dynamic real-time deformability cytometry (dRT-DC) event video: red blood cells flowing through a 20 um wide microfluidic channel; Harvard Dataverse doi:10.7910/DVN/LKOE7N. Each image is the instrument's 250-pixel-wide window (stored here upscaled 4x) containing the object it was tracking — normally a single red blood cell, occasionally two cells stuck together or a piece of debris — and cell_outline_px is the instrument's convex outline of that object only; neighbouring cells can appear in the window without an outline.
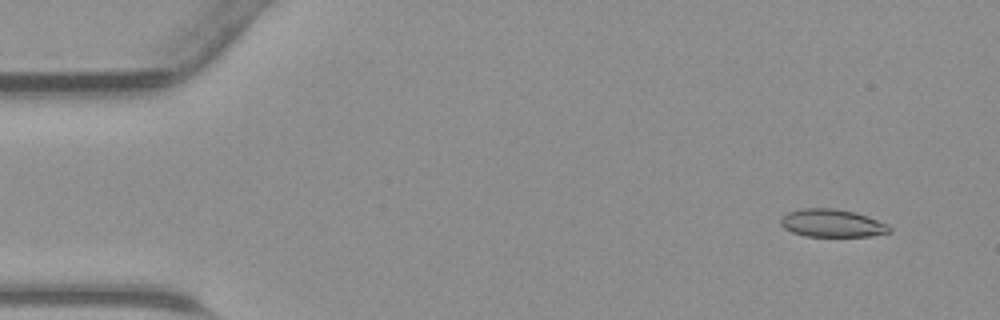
{"species": "common noctule bat (a hibernating species)", "species_latin": "Nyctalus noctula", "temperature_condition": "warm", "stored_images_in_passage": 44, "camera_frame_rate_fps": 3000, "um_per_image_px": 0.085, "animal": {"sex": "male", "body_mass_g": 23.1, "forearm_length_mm": 52.7}, "frame": {"image": 1, "passage_image": 3, "time_ms": 0.667, "image_size_px": [1000, 320], "cell_outline_px": [[892, 232], [872, 236], [804, 236], [792, 232], [784, 228], [780, 224], [780, 220], [788, 212], [804, 208], [832, 208], [856, 212], [888, 224], [892, 228]], "centroid_in_image_um": [70.75, 18.97], "position_along_channel_um": 14.2, "area_um2": 17.69}}
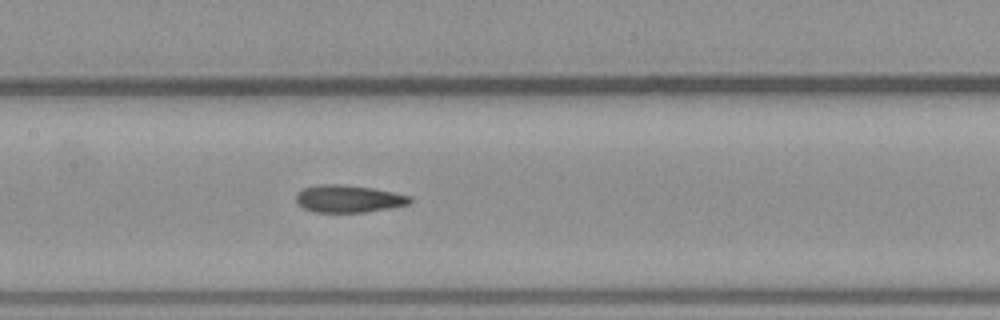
{"frame": {"image": 2, "passage_image": 21, "time_ms": 6.667, "image_size_px": [1000, 320], "cell_outline_px": [[412, 200], [408, 204], [388, 208], [364, 212], [312, 212], [296, 204], [296, 196], [304, 188], [316, 184], [344, 184], [372, 188], [412, 196]], "centroid_in_image_um": [29.59, 16.89], "position_along_channel_um": 177.8, "area_um2": 18.15}}
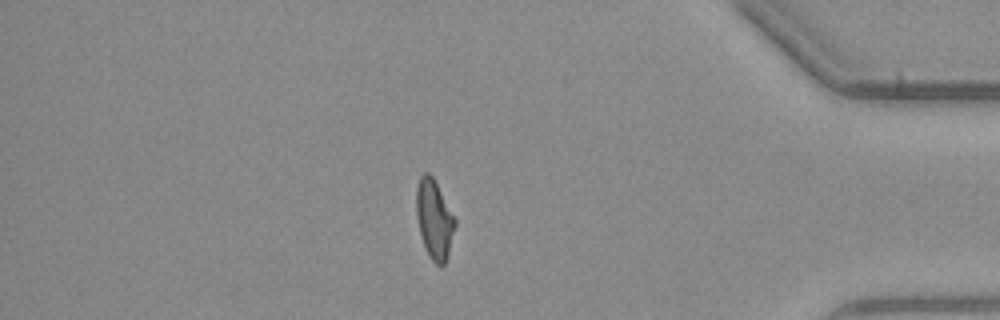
{"frame": {"image": 3, "passage_image": 38, "time_ms": 12.333, "image_size_px": [1000, 320], "cell_outline_px": [[456, 224], [448, 256], [444, 264], [436, 264], [428, 256], [420, 232], [416, 216], [416, 188], [420, 176], [424, 172], [428, 172], [432, 176], [456, 220]], "centroid_in_image_um": [36.9, 18.64], "position_along_channel_um": 398.3, "area_um2": 17.63}}